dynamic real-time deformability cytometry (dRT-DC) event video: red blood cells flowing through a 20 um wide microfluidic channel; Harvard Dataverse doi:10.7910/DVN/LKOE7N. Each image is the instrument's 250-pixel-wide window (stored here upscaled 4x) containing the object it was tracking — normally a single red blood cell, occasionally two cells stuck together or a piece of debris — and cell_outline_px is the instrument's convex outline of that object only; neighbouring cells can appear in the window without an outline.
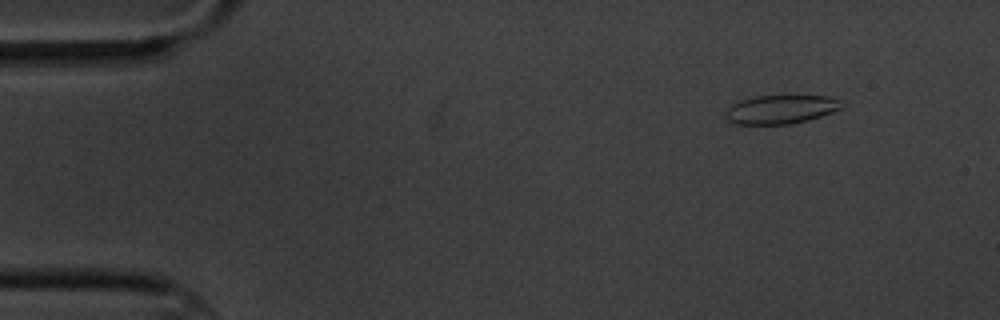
{"species": "common noctule bat (a hibernating species)", "species_latin": "Nyctalus noctula", "temperature_condition": "cold", "stored_images_in_passage": 4, "camera_frame_rate_fps": 3000, "um_per_image_px": 0.085, "animal": {"sex": "male", "body_mass_g": 20.1, "forearm_length_mm": 53.5}, "frame": {"image": 1, "passage_image": 1, "time_ms": 0.0, "image_size_px": [1000, 320], "cell_outline_px": [[840, 108], [832, 112], [808, 120], [792, 124], [732, 124], [724, 116], [728, 108], [732, 104], [740, 100], [756, 96], [828, 96], [836, 100]], "centroid_in_image_um": [66.27, 9.31], "position_along_channel_um": 18.7, "area_um2": 19.13}}